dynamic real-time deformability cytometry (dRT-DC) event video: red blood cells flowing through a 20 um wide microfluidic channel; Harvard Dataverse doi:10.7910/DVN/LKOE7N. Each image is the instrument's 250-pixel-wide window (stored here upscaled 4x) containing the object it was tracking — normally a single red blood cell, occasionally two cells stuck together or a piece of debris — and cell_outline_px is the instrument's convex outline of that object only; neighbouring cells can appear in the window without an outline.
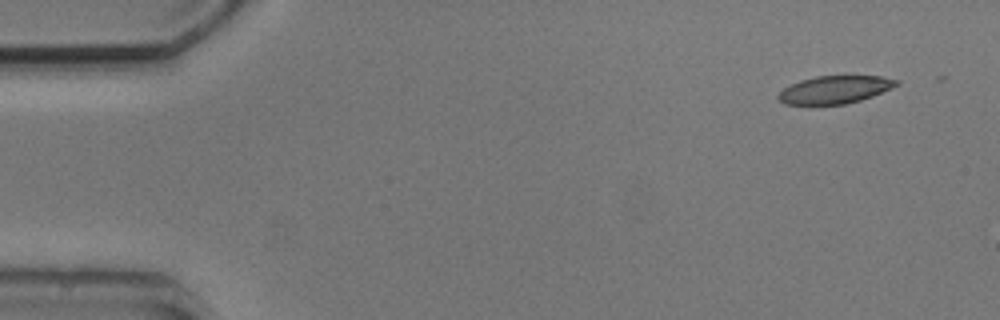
{"species": "common noctule bat (a hibernating species)", "species_latin": "Nyctalus noctula", "temperature_condition": "cold", "stored_images_in_passage": 4, "camera_frame_rate_fps": 3000, "um_per_image_px": 0.085, "animal": {"sex": "male", "body_mass_g": 20.5, "forearm_length_mm": 52.5}, "frame": {"image": 1, "passage_image": 1, "time_ms": 0.0, "image_size_px": [1000, 320], "cell_outline_px": [[900, 84], [892, 88], [872, 96], [860, 100], [844, 104], [784, 104], [776, 96], [784, 88], [800, 80], [816, 76], [880, 76], [900, 80]], "centroid_in_image_um": [70.99, 7.61], "position_along_channel_um": 14.0, "area_um2": 18.96}}
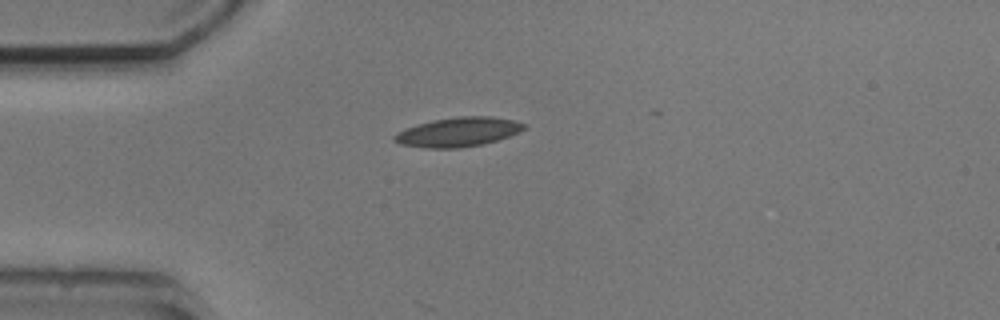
{"frame": {"image": 2, "passage_image": 4, "time_ms": 3.333, "image_size_px": [1000, 320], "cell_outline_px": [[528, 124], [520, 132], [484, 144], [460, 148], [424, 148], [400, 144], [392, 140], [392, 136], [396, 132], [404, 128], [432, 120], [460, 116], [492, 116], [516, 120]], "centroid_in_image_um": [38.93, 11.22], "position_along_channel_um": 46.1, "area_um2": 22.43}}